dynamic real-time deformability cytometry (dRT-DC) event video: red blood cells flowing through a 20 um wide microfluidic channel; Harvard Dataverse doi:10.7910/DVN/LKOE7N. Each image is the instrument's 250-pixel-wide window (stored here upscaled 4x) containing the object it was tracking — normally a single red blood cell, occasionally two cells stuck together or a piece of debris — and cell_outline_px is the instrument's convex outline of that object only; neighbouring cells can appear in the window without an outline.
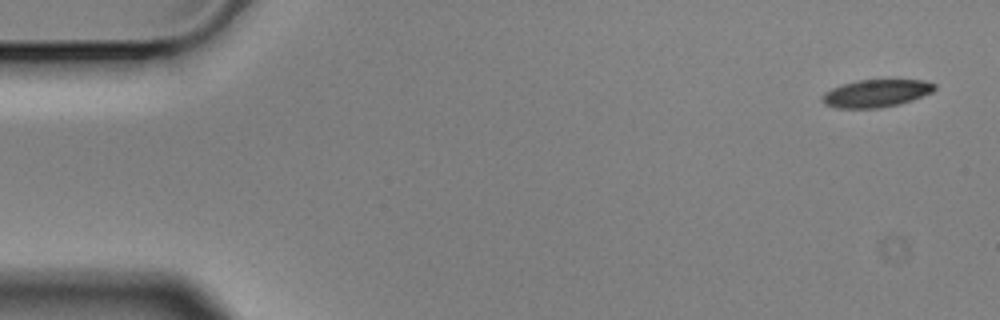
{"species": "Egyptian fruit bat (a non-hibernating species)", "species_latin": "Rousettus aegyptiacus", "temperature_condition": "cold", "stored_images_in_passage": 5, "camera_frame_rate_fps": 3000, "um_per_image_px": 0.085, "animal": {"sex": "male"}, "frame": {"image": 1, "passage_image": 1, "time_ms": 0.0, "image_size_px": [1000, 320], "cell_outline_px": [[936, 88], [932, 92], [912, 100], [900, 104], [880, 108], [836, 108], [824, 104], [820, 100], [820, 96], [824, 92], [840, 84], [860, 80], [920, 80], [936, 84]], "centroid_in_image_um": [74.42, 7.94], "position_along_channel_um": 10.6, "area_um2": 18.21}}
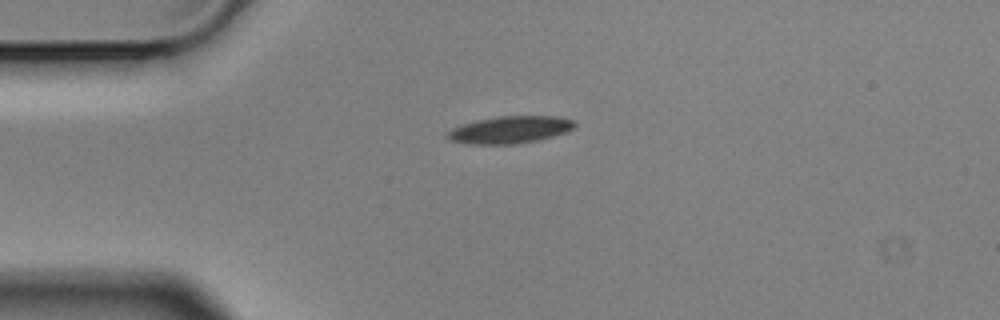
{"frame": {"image": 2, "passage_image": 4, "time_ms": 1.0, "image_size_px": [1000, 320], "cell_outline_px": [[576, 124], [572, 128], [564, 132], [552, 136], [536, 140], [512, 144], [468, 144], [452, 140], [448, 136], [448, 132], [452, 128], [476, 120], [496, 116], [560, 116], [576, 120]], "centroid_in_image_um": [43.38, 11.01], "position_along_channel_um": 41.6, "area_um2": 19.94}}